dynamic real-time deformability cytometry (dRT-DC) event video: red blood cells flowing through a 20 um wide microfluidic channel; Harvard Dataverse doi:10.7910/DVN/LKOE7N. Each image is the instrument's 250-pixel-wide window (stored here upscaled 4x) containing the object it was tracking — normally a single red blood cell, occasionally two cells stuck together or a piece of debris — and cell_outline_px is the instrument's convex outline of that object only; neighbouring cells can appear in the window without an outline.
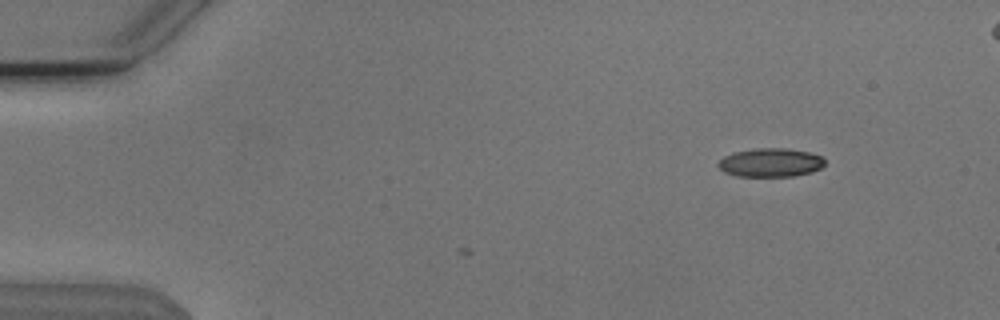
{"species": "Egyptian fruit bat (a non-hibernating species)", "species_latin": "Rousettus aegyptiacus", "temperature_condition": "cold", "stored_images_in_passage": 6, "camera_frame_rate_fps": 3000, "um_per_image_px": 0.085, "animal": {"sex": "male"}, "frame": {"image": 1, "passage_image": 2, "time_ms": 0.333, "image_size_px": [1000, 320], "cell_outline_px": [[824, 164], [820, 168], [812, 172], [792, 176], [736, 176], [724, 172], [716, 164], [724, 156], [732, 152], [756, 148], [788, 148], [808, 152], [824, 156]], "centroid_in_image_um": [65.49, 13.81], "position_along_channel_um": 19.5, "area_um2": 17.92}}